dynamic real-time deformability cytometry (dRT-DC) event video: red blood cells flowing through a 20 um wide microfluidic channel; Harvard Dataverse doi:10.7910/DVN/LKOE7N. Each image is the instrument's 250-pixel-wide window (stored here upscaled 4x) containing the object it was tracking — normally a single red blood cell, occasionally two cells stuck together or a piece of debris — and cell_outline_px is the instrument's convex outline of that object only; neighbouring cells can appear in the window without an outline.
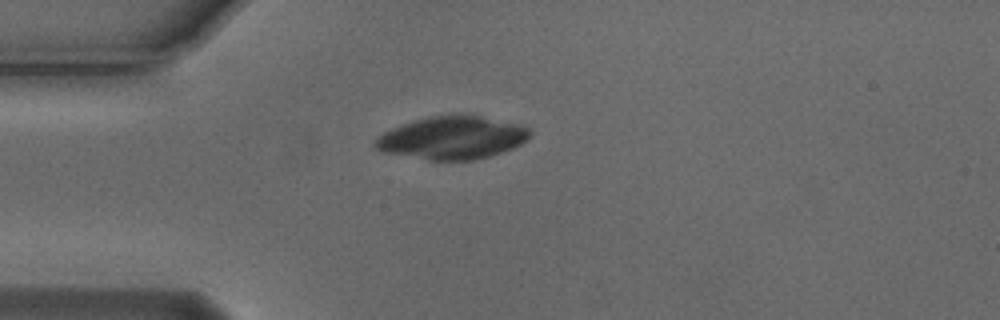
{"species": "Egyptian fruit bat (a non-hibernating species)", "species_latin": "Rousettus aegyptiacus", "temperature_condition": "cold", "stored_images_in_passage": 1, "camera_frame_rate_fps": 3000, "um_per_image_px": 0.085, "animal": {"sex": "male"}, "frame": {"image": 1, "passage_image": 1, "time_ms": 0.0, "image_size_px": [1000, 320], "cell_outline_px": [[532, 132], [528, 140], [512, 148], [488, 156], [472, 160], [428, 160], [384, 152], [376, 148], [372, 144], [384, 132], [400, 124], [428, 116], [452, 112], [480, 116], [516, 124], [528, 128]], "centroid_in_image_um": [38.42, 11.68], "position_along_channel_um": 46.6, "area_um2": 38.78}}